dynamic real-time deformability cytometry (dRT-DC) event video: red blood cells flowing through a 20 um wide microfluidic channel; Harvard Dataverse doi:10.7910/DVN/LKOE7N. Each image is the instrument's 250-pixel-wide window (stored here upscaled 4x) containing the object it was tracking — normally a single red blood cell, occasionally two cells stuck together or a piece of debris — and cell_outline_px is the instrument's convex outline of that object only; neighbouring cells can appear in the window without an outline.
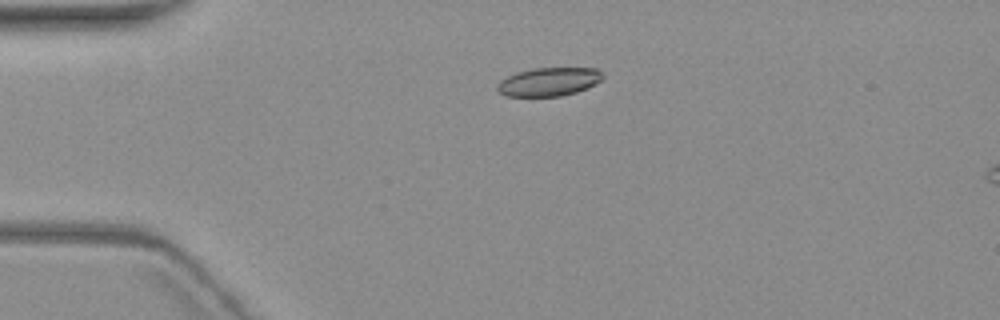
{"species": "common noctule bat (a hibernating species)", "species_latin": "Nyctalus noctula", "temperature_condition": "warm", "stored_images_in_passage": 6, "camera_frame_rate_fps": 3000, "um_per_image_px": 0.085, "animal": {"sex": "female", "body_mass_g": 19.3, "forearm_length_mm": 54.1}, "frame": {"image": 1, "passage_image": 5, "time_ms": 4.667, "image_size_px": [1000, 320], "cell_outline_px": [[604, 76], [600, 80], [588, 88], [576, 92], [560, 96], [504, 96], [496, 88], [496, 84], [500, 80], [516, 72], [532, 68], [596, 68], [604, 72]], "centroid_in_image_um": [46.65, 6.94], "position_along_channel_um": 38.4, "area_um2": 17.63}}